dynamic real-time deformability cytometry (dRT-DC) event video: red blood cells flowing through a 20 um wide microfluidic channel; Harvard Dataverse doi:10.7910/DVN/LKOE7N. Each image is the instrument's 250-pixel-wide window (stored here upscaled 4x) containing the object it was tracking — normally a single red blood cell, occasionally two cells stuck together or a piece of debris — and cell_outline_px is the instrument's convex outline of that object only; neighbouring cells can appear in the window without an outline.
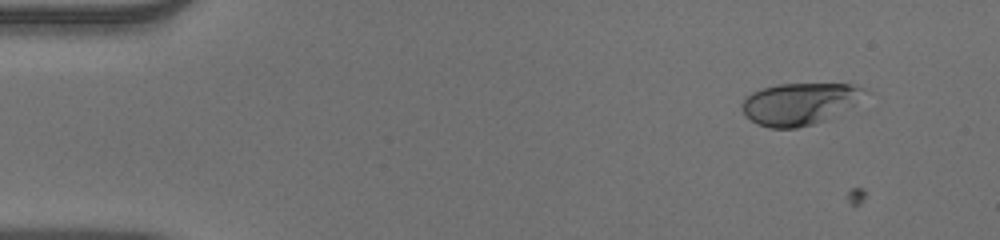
{"species": "human", "species_latin": "Homo sapiens", "temperature_condition": "warm", "stored_images_in_passage": 8, "camera_frame_rate_fps": 3000, "um_per_image_px": 0.085, "donor": {"sex": "male"}, "frame": {"image": 1, "passage_image": 1, "time_ms": 0.0, "image_size_px": [1000, 240], "cell_outline_px": [[872, 92], [852, 104], [824, 120], [812, 124], [796, 128], [768, 128], [756, 124], [744, 112], [740, 104], [744, 96], [760, 88], [780, 84], [848, 84], [864, 88]], "centroid_in_image_um": [67.91, 8.8], "position_along_channel_um": 17.1, "area_um2": 29.77}}